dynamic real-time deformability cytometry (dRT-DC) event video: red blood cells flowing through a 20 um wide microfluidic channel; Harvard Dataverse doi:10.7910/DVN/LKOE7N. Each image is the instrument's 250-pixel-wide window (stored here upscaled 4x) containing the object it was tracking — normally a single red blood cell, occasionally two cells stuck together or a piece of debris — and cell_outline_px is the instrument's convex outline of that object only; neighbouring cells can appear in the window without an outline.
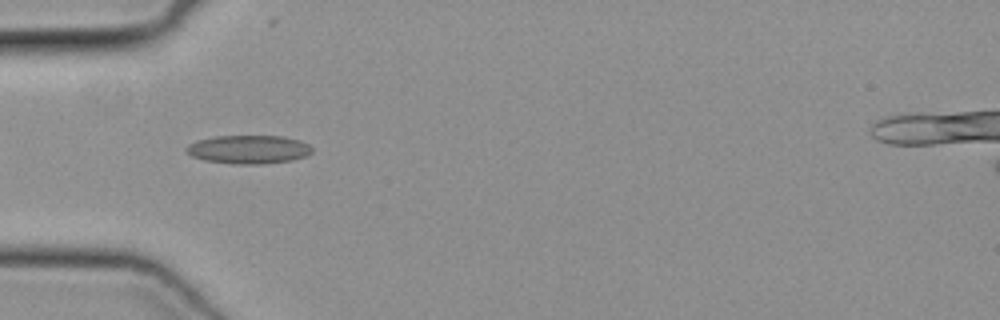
{"species": "common noctule bat (a hibernating species)", "species_latin": "Nyctalus noctula", "temperature_condition": "cold", "stored_images_in_passage": 13, "camera_frame_rate_fps": 3000, "um_per_image_px": 0.085, "animal": {"sex": "female", "body_mass_g": 19.3, "forearm_length_mm": 54.1}, "frame": {"image": 1, "passage_image": 3, "time_ms": 0.667, "image_size_px": [1000, 320], "cell_outline_px": [[312, 152], [304, 156], [292, 160], [260, 164], [236, 164], [204, 160], [192, 156], [184, 152], [184, 148], [188, 144], [196, 140], [216, 136], [284, 136], [300, 140], [308, 144], [312, 148]], "centroid_in_image_um": [21.09, 12.69], "position_along_channel_um": 63.9, "area_um2": 20.98}}
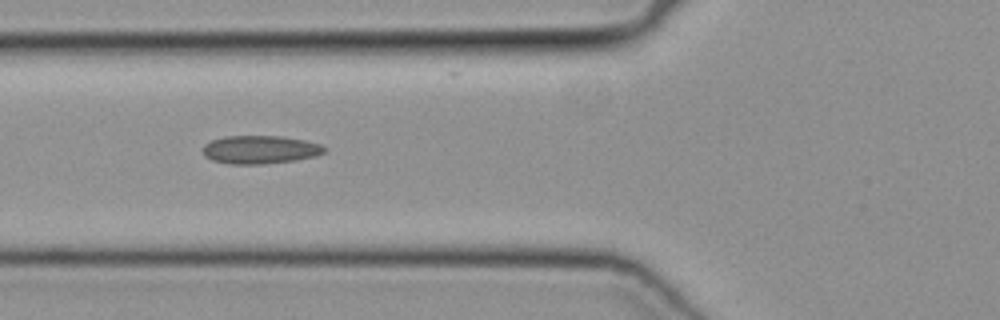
{"frame": {"image": 2, "passage_image": 6, "time_ms": 1.667, "image_size_px": [1000, 320], "cell_outline_px": [[328, 148], [324, 152], [316, 156], [296, 160], [264, 164], [228, 164], [212, 160], [204, 156], [204, 144], [212, 140], [224, 136], [280, 136], [304, 140], [320, 144]], "centroid_in_image_um": [22.12, 12.72], "position_along_channel_um": 103.7, "area_um2": 20.06}}